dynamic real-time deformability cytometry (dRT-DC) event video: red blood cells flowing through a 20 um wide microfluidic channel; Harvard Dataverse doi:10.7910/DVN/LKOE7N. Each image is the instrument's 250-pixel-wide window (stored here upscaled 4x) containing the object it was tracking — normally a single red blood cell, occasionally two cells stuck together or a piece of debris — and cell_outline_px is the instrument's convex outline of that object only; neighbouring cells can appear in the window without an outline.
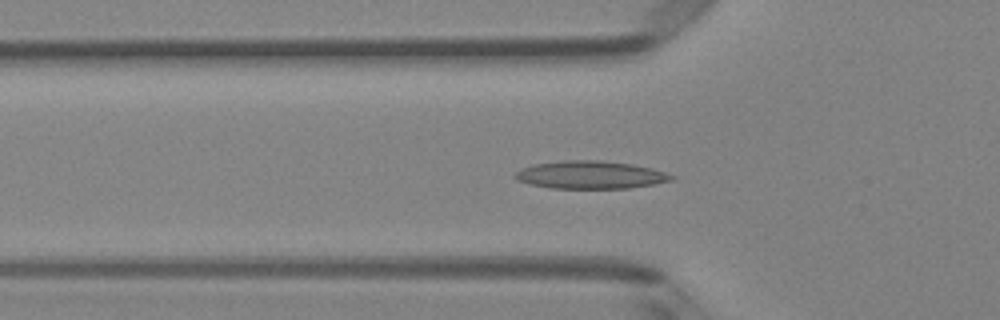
{"species": "Egyptian fruit bat (a non-hibernating species)", "species_latin": "Rousettus aegyptiacus", "temperature_condition": "room temperature", "stored_images_in_passage": 51, "segment_of_instrument_passage": [1, 2], "camera_frame_rate_fps": 3000, "um_per_image_px": 0.085, "animal": {"sex": "female"}, "frame": {"image": 1, "passage_image": 17, "time_ms": 5.333, "image_size_px": [1000, 320], "cell_outline_px": [[676, 180], [628, 188], [552, 188], [528, 184], [516, 180], [512, 176], [520, 168], [532, 164], [564, 160], [600, 160], [632, 164], [652, 168], [676, 176]], "centroid_in_image_um": [50.16, 14.86], "position_along_channel_um": 75.6, "area_um2": 25.55}}
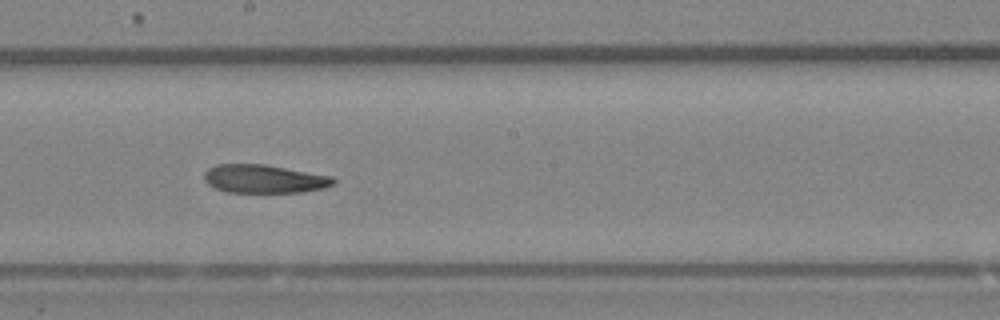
{"frame": {"image": 2, "passage_image": 28, "time_ms": 9.0, "image_size_px": [1000, 320], "cell_outline_px": [[336, 180], [332, 184], [324, 188], [300, 192], [228, 192], [216, 188], [208, 184], [204, 180], [204, 172], [208, 168], [216, 164], [264, 164], [332, 176]], "centroid_in_image_um": [22.43, 15.2], "position_along_channel_um": 225.8, "area_um2": 21.27}}
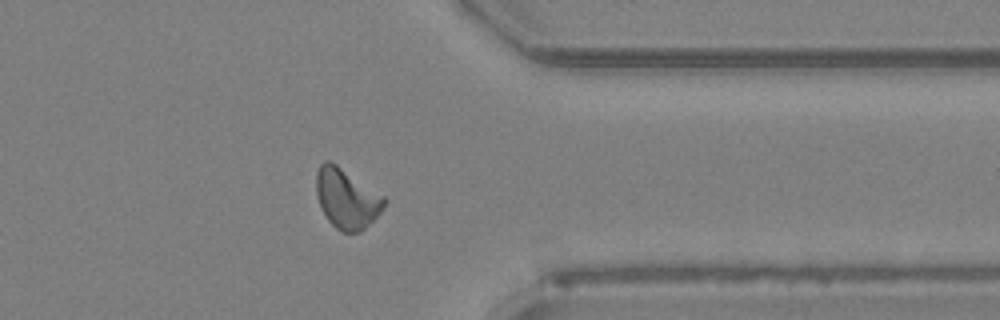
{"frame": {"image": 3, "passage_image": 40, "time_ms": 13.0, "image_size_px": [1000, 320], "cell_outline_px": [[384, 204], [380, 212], [360, 232], [344, 232], [336, 228], [328, 220], [320, 208], [316, 192], [316, 172], [320, 164], [324, 160], [328, 160], [336, 164], [384, 196]], "centroid_in_image_um": [29.42, 16.86], "position_along_channel_um": 382.0, "area_um2": 23.35}}